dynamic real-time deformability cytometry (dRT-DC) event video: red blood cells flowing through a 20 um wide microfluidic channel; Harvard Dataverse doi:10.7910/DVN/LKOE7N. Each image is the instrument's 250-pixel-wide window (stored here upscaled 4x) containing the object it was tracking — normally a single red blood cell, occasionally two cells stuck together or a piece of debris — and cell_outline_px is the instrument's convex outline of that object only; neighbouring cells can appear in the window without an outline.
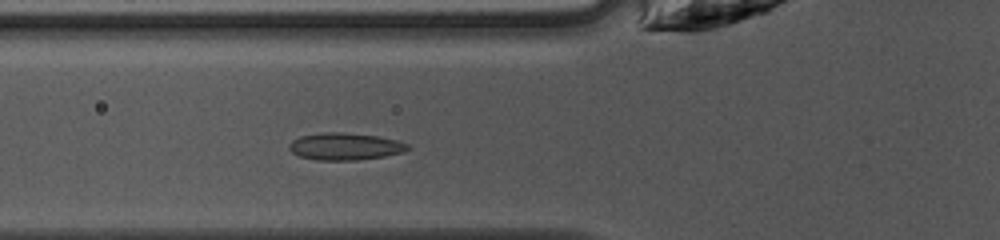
{"species": "common noctule bat (a hibernating species)", "species_latin": "Nyctalus noctula", "temperature_condition": "warm", "stored_images_in_passage": 35, "camera_frame_rate_fps": 3000, "um_per_image_px": 0.085, "animal": {"sex": "female", "body_mass_g": 10.0, "forearm_length_mm": 53.1}, "frame": {"image": 1, "passage_image": 4, "time_ms": 1.0, "image_size_px": [1000, 240], "cell_outline_px": [[412, 148], [404, 152], [384, 156], [356, 160], [316, 160], [300, 156], [292, 152], [288, 148], [288, 144], [292, 140], [300, 136], [320, 132], [344, 132], [380, 136], [396, 140], [408, 144]], "centroid_in_image_um": [29.33, 12.44], "position_along_channel_um": 96.5, "area_um2": 18.96}}
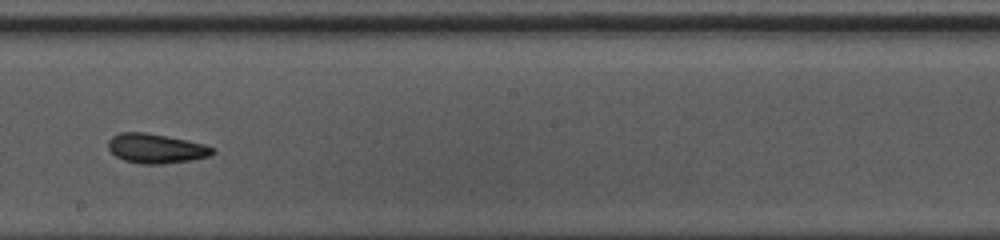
{"frame": {"image": 2, "passage_image": 14, "time_ms": 4.333, "image_size_px": [1000, 240], "cell_outline_px": [[216, 152], [212, 156], [192, 160], [164, 164], [140, 164], [124, 160], [116, 156], [108, 148], [108, 140], [112, 136], [120, 132], [144, 132], [168, 136], [204, 144], [216, 148]], "centroid_in_image_um": [13.3, 12.62], "position_along_channel_um": 234.9, "area_um2": 18.21}}
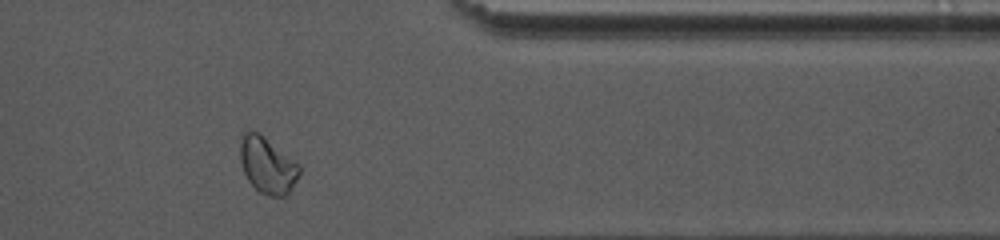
{"frame": {"image": 3, "passage_image": 26, "time_ms": 8.333, "image_size_px": [1000, 240], "cell_outline_px": [[300, 172], [288, 196], [268, 196], [260, 192], [248, 180], [244, 172], [240, 160], [240, 144], [244, 132], [248, 128], [260, 132], [300, 164]], "centroid_in_image_um": [22.74, 14.01], "position_along_channel_um": 388.7, "area_um2": 19.71}, "authors_computed_cell_mechanics": {"area_um2": 18.1492, "velocity_mm_per_s": 4.1295, "shape_relaxation_time_tau1_ms": 3.7811, "shape_relaxation_time_tau2_ms": 1.5386, "deformation_change_tau1": 0.1102, "deformation_change_tau2": 0.0667}}